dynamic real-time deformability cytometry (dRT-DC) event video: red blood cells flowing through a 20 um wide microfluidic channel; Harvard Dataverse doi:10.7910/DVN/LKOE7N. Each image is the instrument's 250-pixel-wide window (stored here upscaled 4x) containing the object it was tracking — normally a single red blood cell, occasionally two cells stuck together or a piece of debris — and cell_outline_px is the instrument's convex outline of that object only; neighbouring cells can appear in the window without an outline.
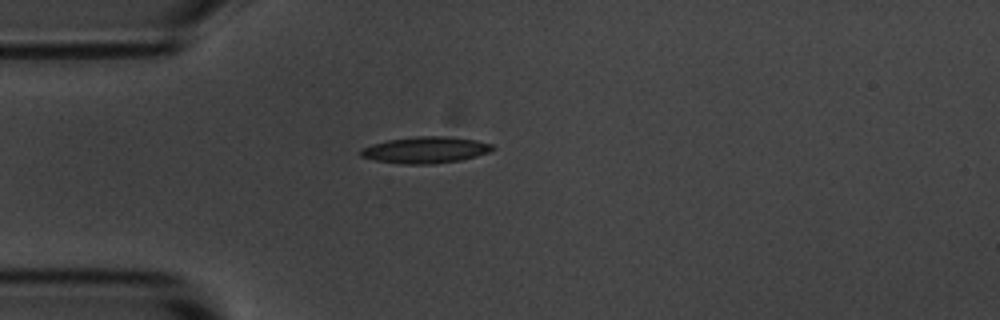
{"species": "common noctule bat (a hibernating species)", "species_latin": "Nyctalus noctula", "temperature_condition": "room temperature", "stored_images_in_passage": 3, "camera_frame_rate_fps": 3000, "um_per_image_px": 0.085, "animal": {"sex": "male", "body_mass_g": 20.1, "forearm_length_mm": 53.5}, "frame": {"image": 1, "passage_image": 3, "time_ms": 3.333, "image_size_px": [1000, 320], "cell_outline_px": [[496, 148], [492, 152], [460, 160], [432, 164], [404, 164], [376, 160], [360, 156], [360, 148], [372, 144], [388, 140], [416, 136], [448, 136], [476, 140], [492, 144]], "centroid_in_image_um": [36.2, 12.74], "position_along_channel_um": 48.8, "area_um2": 20.4}}